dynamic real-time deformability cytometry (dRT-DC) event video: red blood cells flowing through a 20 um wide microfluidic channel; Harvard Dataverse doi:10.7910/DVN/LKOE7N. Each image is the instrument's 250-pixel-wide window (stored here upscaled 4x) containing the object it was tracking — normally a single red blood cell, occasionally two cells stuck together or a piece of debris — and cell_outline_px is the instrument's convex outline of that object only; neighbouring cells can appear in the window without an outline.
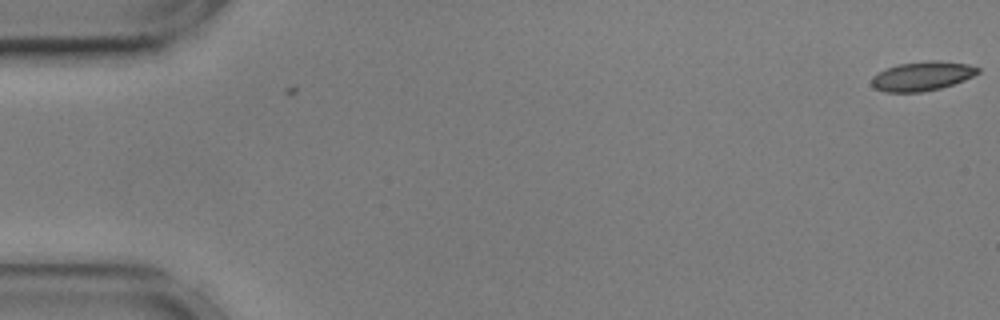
{"species": "common noctule bat (a hibernating species)", "species_latin": "Nyctalus noctula", "temperature_condition": "cold", "stored_images_in_passage": 3, "camera_frame_rate_fps": 3000, "um_per_image_px": 0.085, "animal": {"sex": "male", "body_mass_g": 17.9, "forearm_length_mm": 54.2}, "frame": {"image": 1, "passage_image": 3, "time_ms": 0.667, "image_size_px": [1000, 320], "cell_outline_px": [[980, 72], [964, 80], [940, 88], [924, 92], [884, 92], [876, 88], [872, 84], [872, 76], [888, 68], [900, 64], [932, 60], [940, 60], [968, 64], [980, 68]], "centroid_in_image_um": [78.42, 6.47], "position_along_channel_um": 6.6, "area_um2": 17.92}}